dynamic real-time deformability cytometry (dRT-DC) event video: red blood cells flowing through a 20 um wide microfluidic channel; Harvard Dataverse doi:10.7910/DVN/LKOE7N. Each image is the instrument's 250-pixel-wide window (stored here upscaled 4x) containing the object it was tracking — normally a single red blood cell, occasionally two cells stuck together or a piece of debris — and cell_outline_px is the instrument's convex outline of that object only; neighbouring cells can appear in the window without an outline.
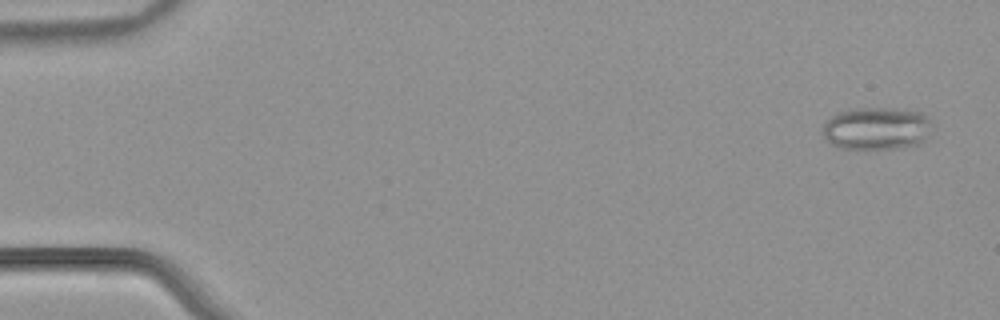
{"species": "common noctule bat (a hibernating species)", "species_latin": "Nyctalus noctula", "temperature_condition": "warm", "stored_images_in_passage": 54, "camera_frame_rate_fps": 3000, "um_per_image_px": 0.085, "animal": {"sex": "male", "body_mass_g": 21.5, "forearm_length_mm": 52.0}, "frame": {"image": 1, "passage_image": 3, "time_ms": 0.667, "image_size_px": [1000, 320], "cell_outline_px": [[932, 124], [924, 140], [920, 144], [904, 148], [840, 148], [832, 144], [824, 136], [824, 124], [832, 116], [840, 112], [856, 108], [892, 108], [920, 112]], "centroid_in_image_um": [74.52, 10.92], "position_along_channel_um": 10.5, "area_um2": 26.76}}
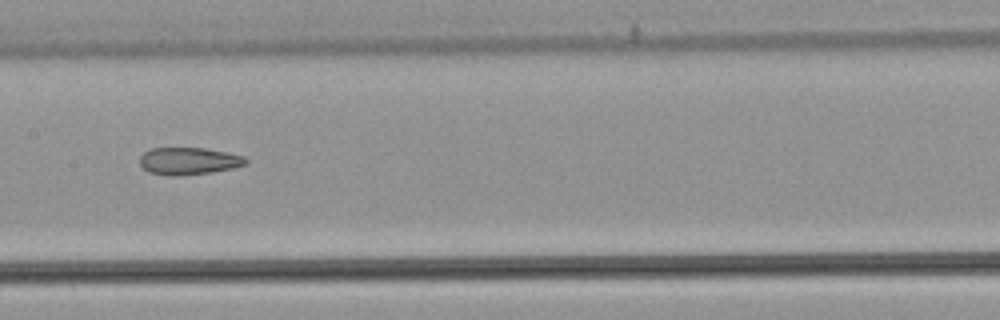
{"frame": {"image": 2, "passage_image": 28, "time_ms": 9.0, "image_size_px": [1000, 320], "cell_outline_px": [[248, 164], [232, 168], [212, 172], [180, 176], [168, 176], [148, 172], [140, 164], [140, 156], [144, 152], [152, 148], [204, 148], [228, 152], [244, 156], [248, 160]], "centroid_in_image_um": [16.06, 13.69], "position_along_channel_um": 191.3, "area_um2": 16.99}}
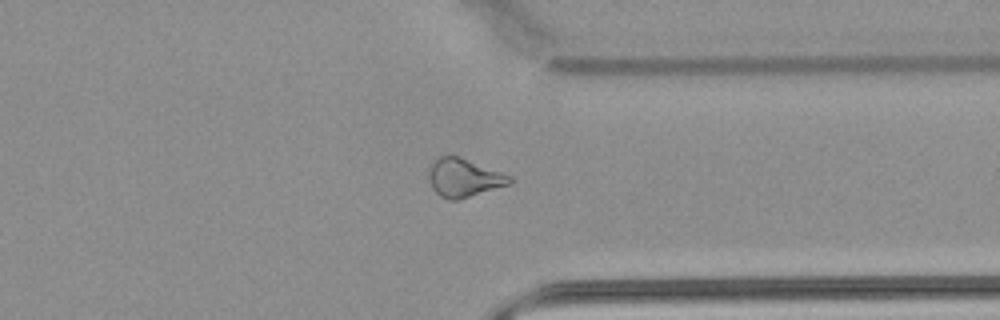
{"frame": {"image": 3, "passage_image": 42, "time_ms": 13.667, "image_size_px": [1000, 320], "cell_outline_px": [[512, 180], [508, 184], [456, 200], [448, 200], [440, 196], [432, 188], [428, 176], [428, 172], [432, 164], [440, 156], [456, 156], [512, 176]], "centroid_in_image_um": [39.39, 15.12], "position_along_channel_um": 372.0, "area_um2": 17.46}, "authors_computed_cell_mechanics": {"area_um2": 20.0855, "velocity_mm_per_s": 3.9023, "shape_relaxation_time_tau1_ms": null, "shape_relaxation_time_tau2_ms": 2.7172, "deformation_change_tau1": null, "deformation_change_tau2": 0.1126}}